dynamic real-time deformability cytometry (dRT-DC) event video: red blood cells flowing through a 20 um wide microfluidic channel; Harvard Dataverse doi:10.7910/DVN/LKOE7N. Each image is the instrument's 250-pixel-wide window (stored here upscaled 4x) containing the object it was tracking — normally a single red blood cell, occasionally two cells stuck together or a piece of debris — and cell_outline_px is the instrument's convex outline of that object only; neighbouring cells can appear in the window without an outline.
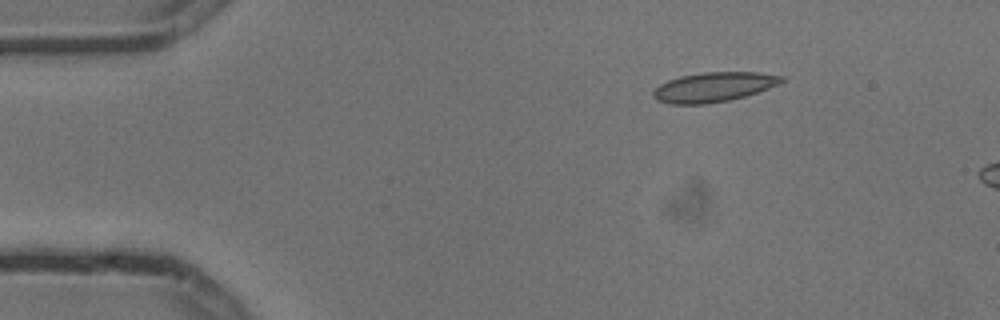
{"species": "common noctule bat (a hibernating species)", "species_latin": "Nyctalus noctula", "temperature_condition": "cold", "stored_images_in_passage": 5, "camera_frame_rate_fps": 3000, "um_per_image_px": 0.085, "animal": {"sex": "male", "body_mass_g": 13.3}, "frame": {"image": 1, "passage_image": 3, "time_ms": 0.667, "image_size_px": [1000, 320], "cell_outline_px": [[784, 80], [768, 88], [732, 100], [708, 104], [668, 104], [656, 100], [652, 96], [652, 92], [660, 84], [668, 80], [680, 76], [700, 72], [756, 72], [784, 76]], "centroid_in_image_um": [60.61, 7.4], "position_along_channel_um": 24.4, "area_um2": 22.2}}